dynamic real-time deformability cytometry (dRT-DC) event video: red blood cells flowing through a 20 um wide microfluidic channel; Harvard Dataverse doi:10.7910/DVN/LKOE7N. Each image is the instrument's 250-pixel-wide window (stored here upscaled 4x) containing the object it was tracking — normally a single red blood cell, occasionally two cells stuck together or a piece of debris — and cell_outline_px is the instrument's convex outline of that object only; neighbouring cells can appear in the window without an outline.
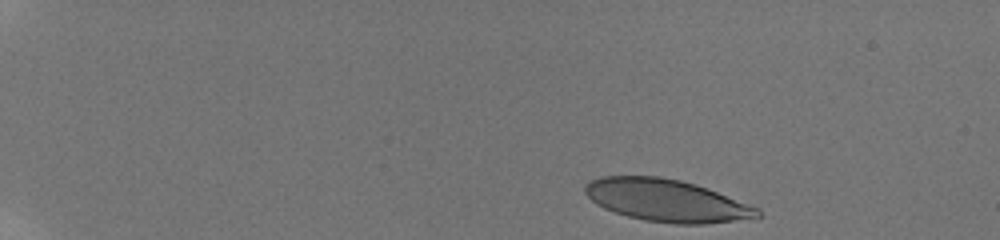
{"species": "human", "species_latin": "Homo sapiens", "temperature_condition": "room temperature", "stored_images_in_passage": 39, "camera_frame_rate_fps": 3000, "um_per_image_px": 0.085, "donor": {"sex": "male"}, "frame": {"image": 1, "passage_image": 1, "time_ms": 0.0, "image_size_px": [1000, 240], "cell_outline_px": [[760, 216], [756, 220], [704, 224], [676, 224], [644, 220], [628, 216], [604, 208], [596, 204], [584, 192], [584, 184], [592, 180], [604, 176], [660, 176], [680, 180], [696, 184], [708, 188], [760, 208]], "centroid_in_image_um": [56.74, 17.05], "position_along_channel_um": 28.3, "area_um2": 42.95}}
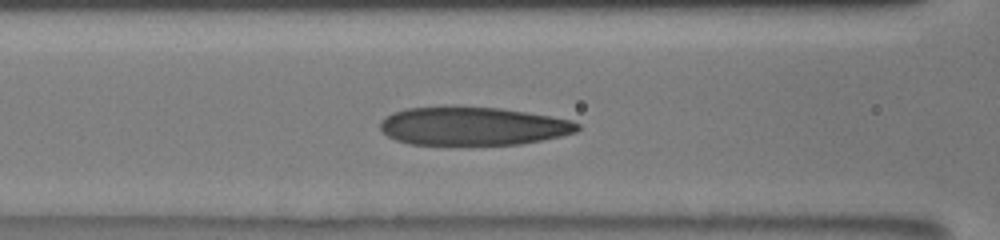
{"frame": {"image": 2, "passage_image": 15, "time_ms": 6.0, "image_size_px": [1000, 240], "cell_outline_px": [[580, 128], [576, 132], [560, 136], [520, 144], [408, 144], [396, 140], [388, 136], [380, 128], [380, 124], [392, 112], [408, 108], [500, 108], [552, 116], [572, 120], [580, 124]], "centroid_in_image_um": [40.24, 10.73], "position_along_channel_um": 126.4, "area_um2": 43.23}}
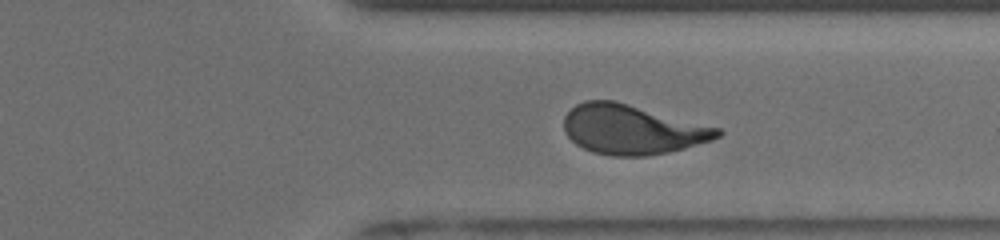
{"frame": {"image": 3, "passage_image": 33, "time_ms": 12.0, "image_size_px": [1000, 240], "cell_outline_px": [[724, 132], [720, 136], [712, 140], [684, 148], [668, 152], [648, 156], [612, 156], [592, 152], [576, 144], [564, 132], [564, 116], [576, 104], [584, 100], [616, 100], [720, 128]], "centroid_in_image_um": [53.73, 11.0], "position_along_channel_um": 357.7, "area_um2": 44.51}, "authors_computed_cell_mechanics": {"area_um2": 44.1592, "velocity_mm_per_s": 3.8638, "shape_relaxation_time_tau1_ms": 4.5602, "shape_relaxation_time_tau2_ms": 0.987, "deformation_change_tau1": 0.2047, "deformation_change_tau2": 0.0891}}